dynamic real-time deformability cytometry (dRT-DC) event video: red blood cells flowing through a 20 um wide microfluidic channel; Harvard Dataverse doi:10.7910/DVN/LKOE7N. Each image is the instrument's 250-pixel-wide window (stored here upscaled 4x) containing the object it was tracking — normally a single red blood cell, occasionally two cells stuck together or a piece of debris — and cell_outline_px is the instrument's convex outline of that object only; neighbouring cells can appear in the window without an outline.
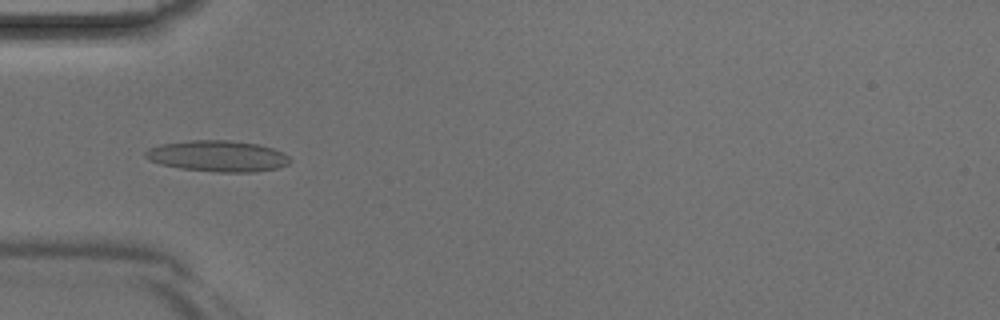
{"species": "Egyptian fruit bat (a non-hibernating species)", "species_latin": "Rousettus aegyptiacus", "temperature_condition": "room temperature", "stored_images_in_passage": 40, "camera_frame_rate_fps": 3000, "um_per_image_px": 0.085, "animal": {"sex": "male"}, "frame": {"image": 1, "passage_image": 11, "time_ms": 3.333, "image_size_px": [1000, 320], "cell_outline_px": [[292, 160], [288, 164], [276, 168], [256, 172], [220, 172], [180, 168], [160, 164], [148, 160], [144, 156], [144, 152], [148, 148], [160, 144], [188, 140], [228, 140], [256, 144], [272, 148], [288, 156]], "centroid_in_image_um": [18.46, 13.26], "position_along_channel_um": 66.5, "area_um2": 26.18}}
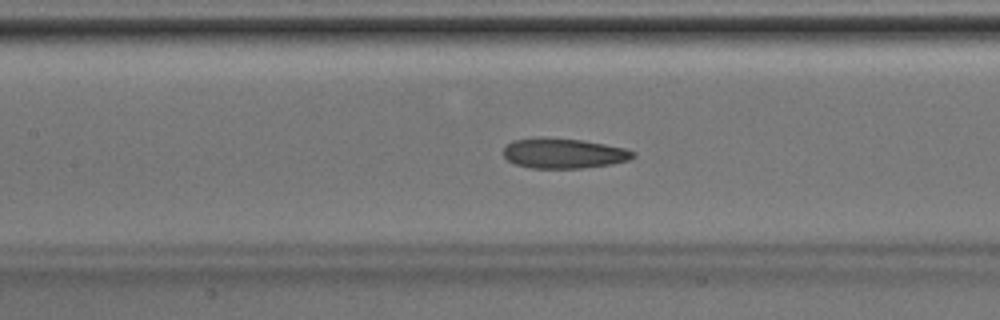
{"frame": {"image": 2, "passage_image": 17, "time_ms": 5.333, "image_size_px": [1000, 320], "cell_outline_px": [[636, 156], [628, 160], [612, 164], [584, 168], [532, 168], [516, 164], [508, 160], [504, 156], [504, 144], [512, 140], [544, 136], [584, 140], [624, 148], [636, 152]], "centroid_in_image_um": [47.89, 13.01], "position_along_channel_um": 159.5, "area_um2": 23.06}}
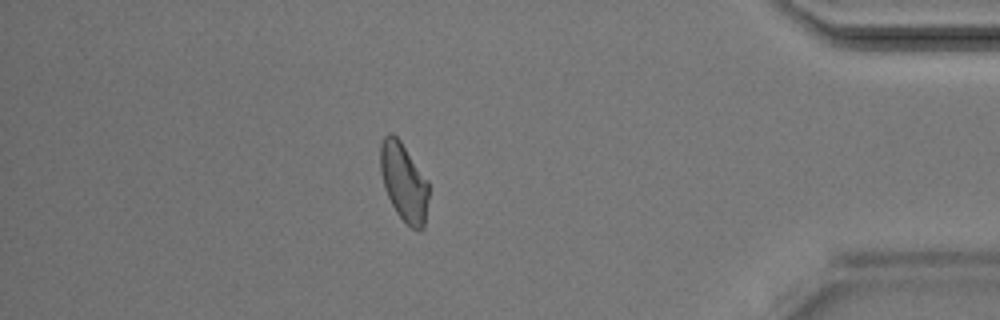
{"frame": {"image": 3, "passage_image": 35, "time_ms": 11.333, "image_size_px": [1000, 320], "cell_outline_px": [[428, 196], [424, 228], [420, 232], [416, 232], [396, 212], [384, 188], [380, 172], [380, 144], [384, 136], [388, 132], [392, 132], [400, 140], [428, 180]], "centroid_in_image_um": [34.32, 15.47], "position_along_channel_um": 400.9, "area_um2": 22.14}}